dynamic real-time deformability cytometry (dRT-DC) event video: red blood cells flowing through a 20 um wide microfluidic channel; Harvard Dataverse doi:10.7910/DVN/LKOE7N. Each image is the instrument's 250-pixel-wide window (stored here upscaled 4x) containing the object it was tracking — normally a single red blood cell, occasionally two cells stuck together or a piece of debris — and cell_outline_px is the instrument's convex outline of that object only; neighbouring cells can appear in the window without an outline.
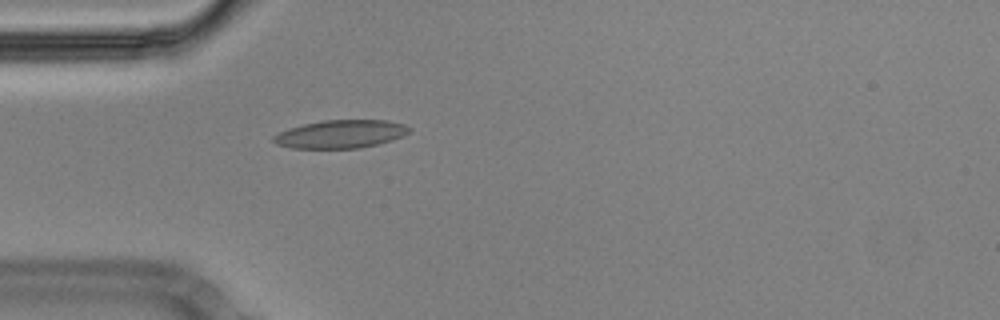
{"species": "Egyptian fruit bat (a non-hibernating species)", "species_latin": "Rousettus aegyptiacus", "temperature_condition": "cold", "stored_images_in_passage": 41, "camera_frame_rate_fps": 3000, "um_per_image_px": 0.085, "animal": {"sex": "male"}, "frame": {"image": 1, "passage_image": 1, "time_ms": 0.0, "image_size_px": [1000, 320], "cell_outline_px": [[412, 128], [404, 136], [392, 140], [360, 148], [292, 148], [276, 144], [272, 140], [272, 136], [276, 132], [288, 128], [304, 124], [324, 120], [388, 120], [404, 124]], "centroid_in_image_um": [28.94, 11.39], "position_along_channel_um": 56.1, "area_um2": 22.37}}
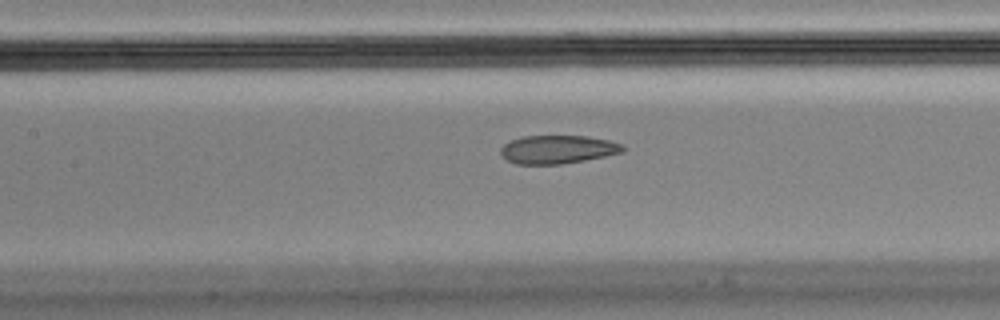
{"frame": {"image": 2, "passage_image": 10, "time_ms": 3.0, "image_size_px": [1000, 320], "cell_outline_px": [[624, 152], [584, 160], [560, 164], [516, 164], [500, 156], [500, 148], [504, 144], [512, 140], [524, 136], [584, 136], [608, 140], [624, 144]], "centroid_in_image_um": [47.39, 12.7], "position_along_channel_um": 160.0, "area_um2": 20.11}}
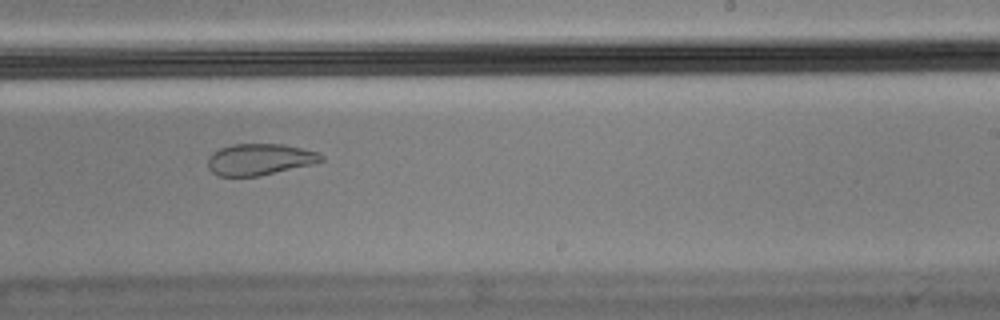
{"frame": {"image": 3, "passage_image": 19, "time_ms": 6.0, "image_size_px": [1000, 320], "cell_outline_px": [[324, 160], [312, 164], [260, 176], [220, 176], [212, 172], [208, 168], [208, 156], [212, 152], [220, 148], [232, 144], [284, 144], [320, 152], [324, 156]], "centroid_in_image_um": [22.08, 13.54], "position_along_channel_um": 266.9, "area_um2": 20.92}, "authors_computed_cell_mechanics": {"area_um2": 22.3686, "velocity_mm_per_s": 3.5856, "shape_relaxation_time_tau1_ms": null, "shape_relaxation_time_tau2_ms": 1.5573, "deformation_change_tau1": null, "deformation_change_tau2": 0.0532}}